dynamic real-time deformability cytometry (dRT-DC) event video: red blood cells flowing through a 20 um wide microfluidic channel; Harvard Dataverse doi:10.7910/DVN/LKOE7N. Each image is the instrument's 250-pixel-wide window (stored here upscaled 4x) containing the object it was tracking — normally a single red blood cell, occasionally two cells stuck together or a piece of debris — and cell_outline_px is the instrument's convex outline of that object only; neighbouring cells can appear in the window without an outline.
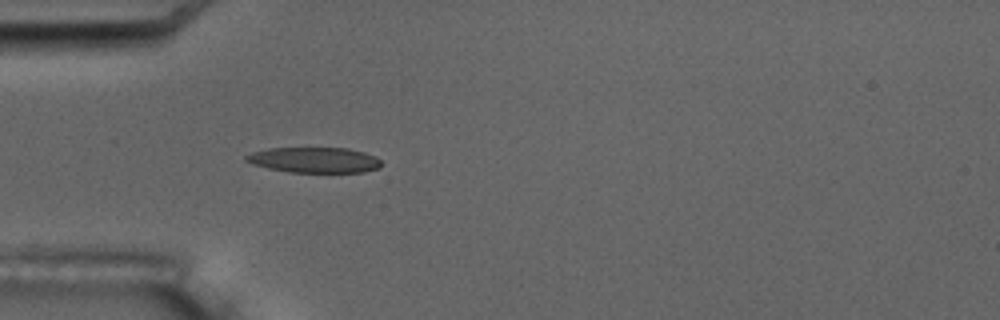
{"species": "common noctule bat (a hibernating species)", "species_latin": "Nyctalus noctula", "temperature_condition": "room temperature", "stored_images_in_passage": 6, "camera_frame_rate_fps": 3000, "um_per_image_px": 0.085, "animal": {"sex": "male", "body_mass_g": 17.5, "forearm_length_mm": 52.3}, "frame": {"image": 1, "passage_image": 6, "time_ms": 6.667, "image_size_px": [1000, 320], "cell_outline_px": [[380, 168], [364, 172], [288, 172], [268, 168], [252, 164], [244, 160], [244, 156], [252, 152], [268, 148], [348, 148], [364, 152], [376, 156], [380, 160]], "centroid_in_image_um": [26.71, 13.6], "position_along_channel_um": 58.3, "area_um2": 20.17}}